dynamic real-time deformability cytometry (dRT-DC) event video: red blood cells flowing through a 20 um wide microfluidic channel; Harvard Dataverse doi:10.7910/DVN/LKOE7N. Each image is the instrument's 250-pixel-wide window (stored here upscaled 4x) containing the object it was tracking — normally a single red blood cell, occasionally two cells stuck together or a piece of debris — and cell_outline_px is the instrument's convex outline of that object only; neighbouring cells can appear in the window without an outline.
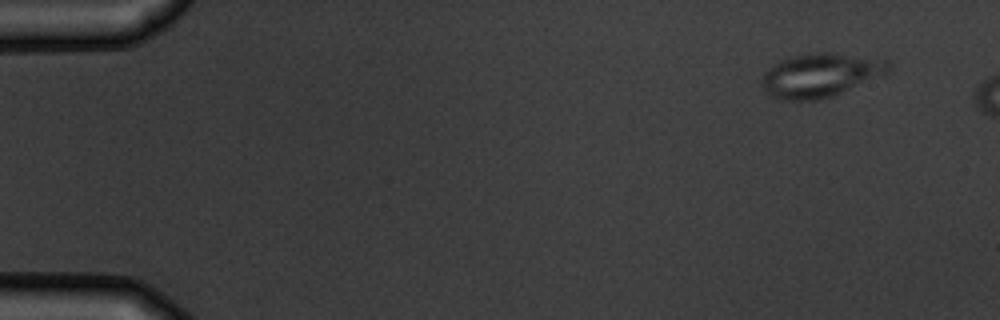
{"species": "common noctule bat (a hibernating species)", "species_latin": "Nyctalus noctula", "temperature_condition": "warm", "stored_images_in_passage": 3, "camera_frame_rate_fps": 3000, "um_per_image_px": 0.085, "animal": {"sex": "male", "body_mass_g": 19.5, "forearm_length_mm": 54.6}, "frame": {"image": 1, "passage_image": 1, "time_ms": 0.0, "image_size_px": [1000, 320], "cell_outline_px": [[892, 64], [888, 72], [884, 76], [832, 96], [816, 100], [780, 100], [768, 96], [760, 84], [760, 80], [764, 72], [768, 68], [780, 60], [792, 56], [812, 52], [828, 52], [888, 60]], "centroid_in_image_um": [69.71, 6.4], "position_along_channel_um": 15.3, "area_um2": 32.77}}